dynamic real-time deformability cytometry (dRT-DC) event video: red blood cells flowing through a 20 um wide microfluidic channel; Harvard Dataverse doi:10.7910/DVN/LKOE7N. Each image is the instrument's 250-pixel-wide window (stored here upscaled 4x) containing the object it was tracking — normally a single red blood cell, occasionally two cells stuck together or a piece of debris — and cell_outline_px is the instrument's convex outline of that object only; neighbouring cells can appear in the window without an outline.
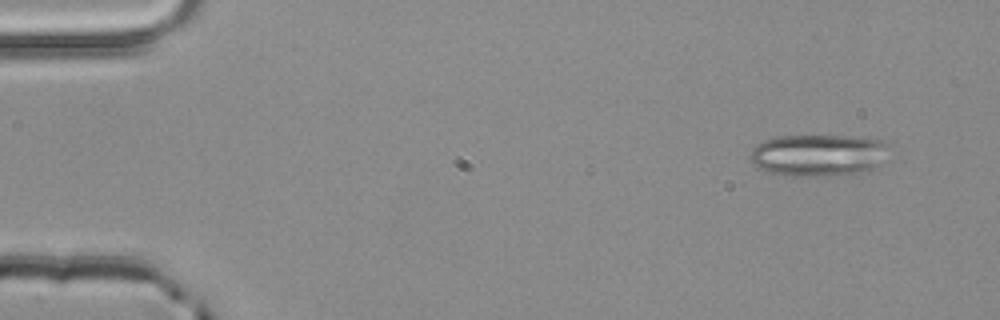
{"species": "common noctule bat (a hibernating species)", "species_latin": "Nyctalus noctula", "temperature_condition": "room temperature", "stored_images_in_passage": 3, "camera_frame_rate_fps": 3000, "um_per_image_px": 0.085, "animal": {"sex": "male", "body_mass_g": 20.4}, "frame": {"image": 1, "passage_image": 1, "time_ms": 0.0, "image_size_px": [1000, 320], "cell_outline_px": [[888, 160], [872, 168], [860, 172], [808, 176], [792, 176], [768, 172], [756, 168], [748, 160], [748, 156], [752, 148], [764, 140], [776, 136], [844, 136], [884, 140], [888, 144]], "centroid_in_image_um": [69.53, 13.18], "position_along_channel_um": 15.5, "area_um2": 34.16}}